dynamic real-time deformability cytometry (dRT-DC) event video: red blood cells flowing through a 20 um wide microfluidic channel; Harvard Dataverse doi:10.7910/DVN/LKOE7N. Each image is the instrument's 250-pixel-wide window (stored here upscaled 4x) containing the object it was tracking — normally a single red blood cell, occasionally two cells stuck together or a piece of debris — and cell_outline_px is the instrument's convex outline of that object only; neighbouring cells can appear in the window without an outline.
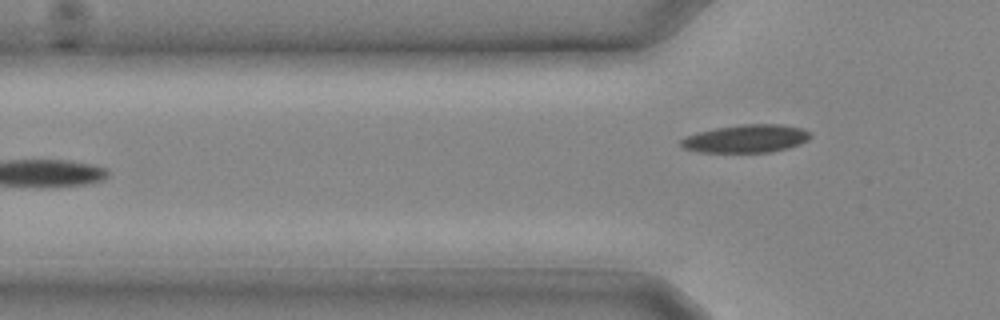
{"species": "common noctule bat (a hibernating species)", "species_latin": "Nyctalus noctula", "temperature_condition": "cold", "stored_images_in_passage": 8, "camera_frame_rate_fps": 3000, "um_per_image_px": 0.085, "animal": {"sex": "male", "body_mass_g": 20.4}, "frame": {"image": 1, "passage_image": 8, "time_ms": 2.333, "image_size_px": [1000, 320], "cell_outline_px": [[812, 136], [808, 140], [800, 144], [788, 148], [772, 152], [696, 152], [684, 148], [680, 144], [680, 140], [696, 132], [716, 128], [744, 124], [780, 124], [800, 128], [812, 132]], "centroid_in_image_um": [63.44, 11.79], "position_along_channel_um": 62.4, "area_um2": 21.15}}